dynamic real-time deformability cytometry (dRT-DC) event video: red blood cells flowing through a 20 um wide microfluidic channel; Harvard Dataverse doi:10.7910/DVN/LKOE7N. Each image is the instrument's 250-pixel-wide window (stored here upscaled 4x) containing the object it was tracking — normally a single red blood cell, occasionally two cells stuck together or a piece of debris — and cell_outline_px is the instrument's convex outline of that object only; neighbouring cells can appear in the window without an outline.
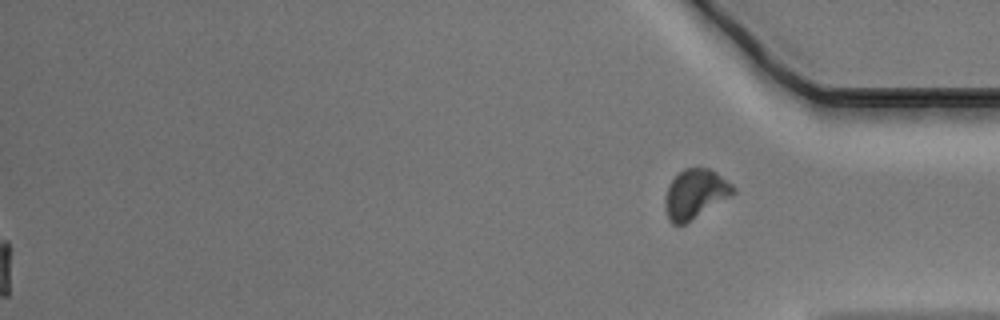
{"species": "Egyptian fruit bat (a non-hibernating species)", "species_latin": "Rousettus aegyptiacus", "temperature_condition": "warm", "stored_images_in_passage": 49, "segment_of_instrument_passage": [2, 2], "camera_frame_rate_fps": 3000, "um_per_image_px": 0.085, "animal": {"sex": "male"}, "frame": {"image": 1, "passage_image": 49, "time_ms": 16.0, "image_size_px": [1000, 320], "cell_outline_px": [[736, 192], [732, 196], [684, 224], [672, 224], [668, 220], [664, 204], [664, 200], [668, 184], [684, 168], [708, 168], [716, 172], [732, 184], [736, 188]], "centroid_in_image_um": [59.09, 16.49], "position_along_channel_um": 376.1, "area_um2": 19.59}}